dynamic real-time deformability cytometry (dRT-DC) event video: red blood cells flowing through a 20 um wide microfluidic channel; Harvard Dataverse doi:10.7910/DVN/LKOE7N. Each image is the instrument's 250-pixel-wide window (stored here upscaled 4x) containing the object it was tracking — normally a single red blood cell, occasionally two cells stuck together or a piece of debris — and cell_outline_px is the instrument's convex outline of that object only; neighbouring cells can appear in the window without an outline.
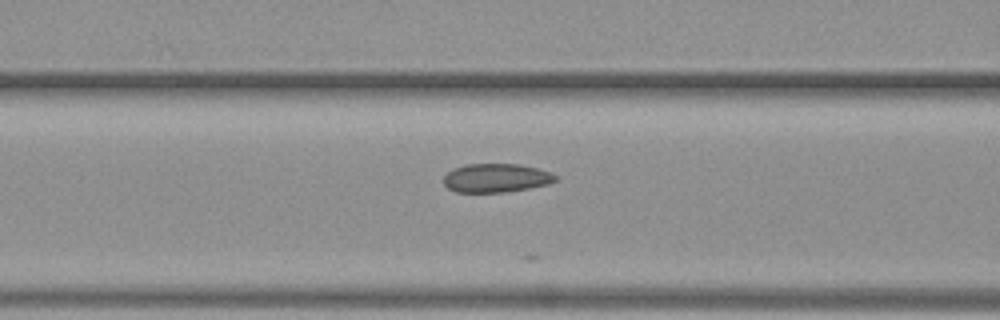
{"species": "common noctule bat (a hibernating species)", "species_latin": "Nyctalus noctula", "temperature_condition": "warm", "stored_images_in_passage": 7, "camera_frame_rate_fps": 3000, "um_per_image_px": 0.085, "animal": {"sex": "female", "body_mass_g": 19.3, "forearm_length_mm": 54.1}, "frame": {"image": 1, "passage_image": 5, "time_ms": 1.333, "image_size_px": [1000, 320], "cell_outline_px": [[556, 180], [548, 184], [528, 188], [504, 192], [456, 192], [448, 188], [444, 184], [444, 176], [452, 168], [468, 164], [520, 164], [552, 172], [556, 176]], "centroid_in_image_um": [42.16, 15.12], "position_along_channel_um": 124.4, "area_um2": 18.67}}